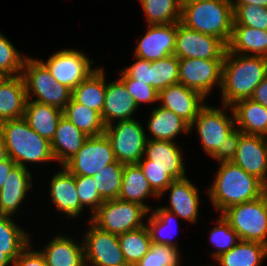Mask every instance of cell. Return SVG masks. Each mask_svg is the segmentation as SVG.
I'll return each mask as SVG.
<instances>
[{
	"instance_id": "obj_1",
	"label": "cell",
	"mask_w": 267,
	"mask_h": 266,
	"mask_svg": "<svg viewBox=\"0 0 267 266\" xmlns=\"http://www.w3.org/2000/svg\"><path fill=\"white\" fill-rule=\"evenodd\" d=\"M267 76V58L225 52L220 89L222 105L251 98L254 90Z\"/></svg>"
},
{
	"instance_id": "obj_2",
	"label": "cell",
	"mask_w": 267,
	"mask_h": 266,
	"mask_svg": "<svg viewBox=\"0 0 267 266\" xmlns=\"http://www.w3.org/2000/svg\"><path fill=\"white\" fill-rule=\"evenodd\" d=\"M213 183L207 190L213 207L220 213L228 207L251 201L264 194L265 184L231 160H221Z\"/></svg>"
},
{
	"instance_id": "obj_3",
	"label": "cell",
	"mask_w": 267,
	"mask_h": 266,
	"mask_svg": "<svg viewBox=\"0 0 267 266\" xmlns=\"http://www.w3.org/2000/svg\"><path fill=\"white\" fill-rule=\"evenodd\" d=\"M222 106V108H215L205 104L190 124V131L196 128L206 154L216 161L232 158L233 143L237 132L232 107ZM225 109H229L232 114L229 115Z\"/></svg>"
},
{
	"instance_id": "obj_4",
	"label": "cell",
	"mask_w": 267,
	"mask_h": 266,
	"mask_svg": "<svg viewBox=\"0 0 267 266\" xmlns=\"http://www.w3.org/2000/svg\"><path fill=\"white\" fill-rule=\"evenodd\" d=\"M180 23L228 45L234 23L231 0H182Z\"/></svg>"
},
{
	"instance_id": "obj_5",
	"label": "cell",
	"mask_w": 267,
	"mask_h": 266,
	"mask_svg": "<svg viewBox=\"0 0 267 266\" xmlns=\"http://www.w3.org/2000/svg\"><path fill=\"white\" fill-rule=\"evenodd\" d=\"M7 156L17 165L28 168L27 163H54L51 142L32 130L21 117L0 123Z\"/></svg>"
},
{
	"instance_id": "obj_6",
	"label": "cell",
	"mask_w": 267,
	"mask_h": 266,
	"mask_svg": "<svg viewBox=\"0 0 267 266\" xmlns=\"http://www.w3.org/2000/svg\"><path fill=\"white\" fill-rule=\"evenodd\" d=\"M28 56L25 58L21 74L26 87L27 100L64 110L72 98V90L56 82L40 59Z\"/></svg>"
},
{
	"instance_id": "obj_7",
	"label": "cell",
	"mask_w": 267,
	"mask_h": 266,
	"mask_svg": "<svg viewBox=\"0 0 267 266\" xmlns=\"http://www.w3.org/2000/svg\"><path fill=\"white\" fill-rule=\"evenodd\" d=\"M222 216L238 233L241 241L267 245V196L228 207Z\"/></svg>"
},
{
	"instance_id": "obj_8",
	"label": "cell",
	"mask_w": 267,
	"mask_h": 266,
	"mask_svg": "<svg viewBox=\"0 0 267 266\" xmlns=\"http://www.w3.org/2000/svg\"><path fill=\"white\" fill-rule=\"evenodd\" d=\"M148 213L140 204L117 198L105 200L89 220L98 228L119 235L145 226L143 220Z\"/></svg>"
},
{
	"instance_id": "obj_9",
	"label": "cell",
	"mask_w": 267,
	"mask_h": 266,
	"mask_svg": "<svg viewBox=\"0 0 267 266\" xmlns=\"http://www.w3.org/2000/svg\"><path fill=\"white\" fill-rule=\"evenodd\" d=\"M105 126L104 134L111 143L117 161L124 165L137 164L144 156L146 131L135 118Z\"/></svg>"
},
{
	"instance_id": "obj_10",
	"label": "cell",
	"mask_w": 267,
	"mask_h": 266,
	"mask_svg": "<svg viewBox=\"0 0 267 266\" xmlns=\"http://www.w3.org/2000/svg\"><path fill=\"white\" fill-rule=\"evenodd\" d=\"M50 71L56 82L73 90L97 68L92 67L94 60L77 49H61L49 56L47 61L40 60Z\"/></svg>"
},
{
	"instance_id": "obj_11",
	"label": "cell",
	"mask_w": 267,
	"mask_h": 266,
	"mask_svg": "<svg viewBox=\"0 0 267 266\" xmlns=\"http://www.w3.org/2000/svg\"><path fill=\"white\" fill-rule=\"evenodd\" d=\"M117 162L111 143L105 134L90 136L81 149L63 166L73 175L93 176L100 169Z\"/></svg>"
},
{
	"instance_id": "obj_12",
	"label": "cell",
	"mask_w": 267,
	"mask_h": 266,
	"mask_svg": "<svg viewBox=\"0 0 267 266\" xmlns=\"http://www.w3.org/2000/svg\"><path fill=\"white\" fill-rule=\"evenodd\" d=\"M88 222L89 228L81 239L86 266H128L120 248L118 235L98 228L90 220Z\"/></svg>"
},
{
	"instance_id": "obj_13",
	"label": "cell",
	"mask_w": 267,
	"mask_h": 266,
	"mask_svg": "<svg viewBox=\"0 0 267 266\" xmlns=\"http://www.w3.org/2000/svg\"><path fill=\"white\" fill-rule=\"evenodd\" d=\"M224 59H179V83L207 99L216 86L221 89Z\"/></svg>"
},
{
	"instance_id": "obj_14",
	"label": "cell",
	"mask_w": 267,
	"mask_h": 266,
	"mask_svg": "<svg viewBox=\"0 0 267 266\" xmlns=\"http://www.w3.org/2000/svg\"><path fill=\"white\" fill-rule=\"evenodd\" d=\"M230 160L265 184L267 182V137L237 131Z\"/></svg>"
},
{
	"instance_id": "obj_15",
	"label": "cell",
	"mask_w": 267,
	"mask_h": 266,
	"mask_svg": "<svg viewBox=\"0 0 267 266\" xmlns=\"http://www.w3.org/2000/svg\"><path fill=\"white\" fill-rule=\"evenodd\" d=\"M227 45L218 37L203 34L177 22L174 55L179 59H224Z\"/></svg>"
},
{
	"instance_id": "obj_16",
	"label": "cell",
	"mask_w": 267,
	"mask_h": 266,
	"mask_svg": "<svg viewBox=\"0 0 267 266\" xmlns=\"http://www.w3.org/2000/svg\"><path fill=\"white\" fill-rule=\"evenodd\" d=\"M172 141L147 140L144 156L137 163L140 168L164 169L174 179L187 176L182 150Z\"/></svg>"
},
{
	"instance_id": "obj_17",
	"label": "cell",
	"mask_w": 267,
	"mask_h": 266,
	"mask_svg": "<svg viewBox=\"0 0 267 266\" xmlns=\"http://www.w3.org/2000/svg\"><path fill=\"white\" fill-rule=\"evenodd\" d=\"M147 26L146 33L134 49V57L155 61L174 55L177 23Z\"/></svg>"
},
{
	"instance_id": "obj_18",
	"label": "cell",
	"mask_w": 267,
	"mask_h": 266,
	"mask_svg": "<svg viewBox=\"0 0 267 266\" xmlns=\"http://www.w3.org/2000/svg\"><path fill=\"white\" fill-rule=\"evenodd\" d=\"M199 188L196 187L189 178L184 177L178 180H174L159 196L161 198L165 192H169V206H162L179 218L189 223H195L199 216Z\"/></svg>"
},
{
	"instance_id": "obj_19",
	"label": "cell",
	"mask_w": 267,
	"mask_h": 266,
	"mask_svg": "<svg viewBox=\"0 0 267 266\" xmlns=\"http://www.w3.org/2000/svg\"><path fill=\"white\" fill-rule=\"evenodd\" d=\"M205 97L181 83L169 85L159 92V106L172 111L191 124L205 105Z\"/></svg>"
},
{
	"instance_id": "obj_20",
	"label": "cell",
	"mask_w": 267,
	"mask_h": 266,
	"mask_svg": "<svg viewBox=\"0 0 267 266\" xmlns=\"http://www.w3.org/2000/svg\"><path fill=\"white\" fill-rule=\"evenodd\" d=\"M55 172L50 179L51 202L59 212L74 219L80 217L85 208L80 204L76 189L75 175L71 174L64 166Z\"/></svg>"
},
{
	"instance_id": "obj_21",
	"label": "cell",
	"mask_w": 267,
	"mask_h": 266,
	"mask_svg": "<svg viewBox=\"0 0 267 266\" xmlns=\"http://www.w3.org/2000/svg\"><path fill=\"white\" fill-rule=\"evenodd\" d=\"M32 174L28 168L15 165L0 190V215L14 216L26 194L33 188Z\"/></svg>"
},
{
	"instance_id": "obj_22",
	"label": "cell",
	"mask_w": 267,
	"mask_h": 266,
	"mask_svg": "<svg viewBox=\"0 0 267 266\" xmlns=\"http://www.w3.org/2000/svg\"><path fill=\"white\" fill-rule=\"evenodd\" d=\"M138 108L134 98L130 96L120 79L107 83L101 114L105 126L114 124L115 121L133 119L132 116Z\"/></svg>"
},
{
	"instance_id": "obj_23",
	"label": "cell",
	"mask_w": 267,
	"mask_h": 266,
	"mask_svg": "<svg viewBox=\"0 0 267 266\" xmlns=\"http://www.w3.org/2000/svg\"><path fill=\"white\" fill-rule=\"evenodd\" d=\"M80 243V244H79ZM39 250L47 266H86L84 244L66 235H56Z\"/></svg>"
},
{
	"instance_id": "obj_24",
	"label": "cell",
	"mask_w": 267,
	"mask_h": 266,
	"mask_svg": "<svg viewBox=\"0 0 267 266\" xmlns=\"http://www.w3.org/2000/svg\"><path fill=\"white\" fill-rule=\"evenodd\" d=\"M152 108L148 121H146L148 131L152 136L148 137L147 135V140L174 142V139L182 132L191 134L190 124L183 118L159 105Z\"/></svg>"
},
{
	"instance_id": "obj_25",
	"label": "cell",
	"mask_w": 267,
	"mask_h": 266,
	"mask_svg": "<svg viewBox=\"0 0 267 266\" xmlns=\"http://www.w3.org/2000/svg\"><path fill=\"white\" fill-rule=\"evenodd\" d=\"M236 131L267 137V108L252 99H243L231 106Z\"/></svg>"
},
{
	"instance_id": "obj_26",
	"label": "cell",
	"mask_w": 267,
	"mask_h": 266,
	"mask_svg": "<svg viewBox=\"0 0 267 266\" xmlns=\"http://www.w3.org/2000/svg\"><path fill=\"white\" fill-rule=\"evenodd\" d=\"M87 138L85 133L62 116L51 140V150L55 160L63 166L81 149Z\"/></svg>"
},
{
	"instance_id": "obj_27",
	"label": "cell",
	"mask_w": 267,
	"mask_h": 266,
	"mask_svg": "<svg viewBox=\"0 0 267 266\" xmlns=\"http://www.w3.org/2000/svg\"><path fill=\"white\" fill-rule=\"evenodd\" d=\"M26 102V87L22 75L11 76L0 86V123L23 117Z\"/></svg>"
},
{
	"instance_id": "obj_28",
	"label": "cell",
	"mask_w": 267,
	"mask_h": 266,
	"mask_svg": "<svg viewBox=\"0 0 267 266\" xmlns=\"http://www.w3.org/2000/svg\"><path fill=\"white\" fill-rule=\"evenodd\" d=\"M150 196L159 198L150 187L140 166L138 164L125 165L118 199L140 204L151 212L150 210H153L154 207H149V204L144 202Z\"/></svg>"
},
{
	"instance_id": "obj_29",
	"label": "cell",
	"mask_w": 267,
	"mask_h": 266,
	"mask_svg": "<svg viewBox=\"0 0 267 266\" xmlns=\"http://www.w3.org/2000/svg\"><path fill=\"white\" fill-rule=\"evenodd\" d=\"M62 116L59 108L27 100L23 118L32 130L51 142Z\"/></svg>"
},
{
	"instance_id": "obj_30",
	"label": "cell",
	"mask_w": 267,
	"mask_h": 266,
	"mask_svg": "<svg viewBox=\"0 0 267 266\" xmlns=\"http://www.w3.org/2000/svg\"><path fill=\"white\" fill-rule=\"evenodd\" d=\"M227 49L239 55L267 58V30L233 24L232 36Z\"/></svg>"
},
{
	"instance_id": "obj_31",
	"label": "cell",
	"mask_w": 267,
	"mask_h": 266,
	"mask_svg": "<svg viewBox=\"0 0 267 266\" xmlns=\"http://www.w3.org/2000/svg\"><path fill=\"white\" fill-rule=\"evenodd\" d=\"M103 67L91 73L72 90V98L86 107L102 114L107 82Z\"/></svg>"
},
{
	"instance_id": "obj_32",
	"label": "cell",
	"mask_w": 267,
	"mask_h": 266,
	"mask_svg": "<svg viewBox=\"0 0 267 266\" xmlns=\"http://www.w3.org/2000/svg\"><path fill=\"white\" fill-rule=\"evenodd\" d=\"M267 257V245L240 241L232 249L214 259L219 266H260Z\"/></svg>"
},
{
	"instance_id": "obj_33",
	"label": "cell",
	"mask_w": 267,
	"mask_h": 266,
	"mask_svg": "<svg viewBox=\"0 0 267 266\" xmlns=\"http://www.w3.org/2000/svg\"><path fill=\"white\" fill-rule=\"evenodd\" d=\"M63 116L88 137L99 136L105 132L101 114L76 102L73 98L65 106Z\"/></svg>"
},
{
	"instance_id": "obj_34",
	"label": "cell",
	"mask_w": 267,
	"mask_h": 266,
	"mask_svg": "<svg viewBox=\"0 0 267 266\" xmlns=\"http://www.w3.org/2000/svg\"><path fill=\"white\" fill-rule=\"evenodd\" d=\"M148 214L150 215L149 217H147L146 226L148 227V230L150 232L152 243L173 246L179 249L177 243L172 239L174 234L176 233H174L173 231H175V229L178 227L177 220L179 219V217L176 214L163 209L161 205L157 206V208L155 207V209H153L152 212H149ZM174 226L176 227L174 228Z\"/></svg>"
},
{
	"instance_id": "obj_35",
	"label": "cell",
	"mask_w": 267,
	"mask_h": 266,
	"mask_svg": "<svg viewBox=\"0 0 267 266\" xmlns=\"http://www.w3.org/2000/svg\"><path fill=\"white\" fill-rule=\"evenodd\" d=\"M120 248L128 266H135L150 250L152 240L145 225L118 235Z\"/></svg>"
},
{
	"instance_id": "obj_36",
	"label": "cell",
	"mask_w": 267,
	"mask_h": 266,
	"mask_svg": "<svg viewBox=\"0 0 267 266\" xmlns=\"http://www.w3.org/2000/svg\"><path fill=\"white\" fill-rule=\"evenodd\" d=\"M148 25L180 22L182 0H139Z\"/></svg>"
},
{
	"instance_id": "obj_37",
	"label": "cell",
	"mask_w": 267,
	"mask_h": 266,
	"mask_svg": "<svg viewBox=\"0 0 267 266\" xmlns=\"http://www.w3.org/2000/svg\"><path fill=\"white\" fill-rule=\"evenodd\" d=\"M124 164L111 163L92 176L99 195L104 200L117 199L120 193Z\"/></svg>"
},
{
	"instance_id": "obj_38",
	"label": "cell",
	"mask_w": 267,
	"mask_h": 266,
	"mask_svg": "<svg viewBox=\"0 0 267 266\" xmlns=\"http://www.w3.org/2000/svg\"><path fill=\"white\" fill-rule=\"evenodd\" d=\"M176 83H179V58L176 55L151 61L150 86L159 93Z\"/></svg>"
},
{
	"instance_id": "obj_39",
	"label": "cell",
	"mask_w": 267,
	"mask_h": 266,
	"mask_svg": "<svg viewBox=\"0 0 267 266\" xmlns=\"http://www.w3.org/2000/svg\"><path fill=\"white\" fill-rule=\"evenodd\" d=\"M215 223L217 225H214L209 233L211 245L213 244L212 247H215V251L211 254L213 260L220 254L232 249L241 241L238 233L230 226V223L222 216V214L218 216Z\"/></svg>"
},
{
	"instance_id": "obj_40",
	"label": "cell",
	"mask_w": 267,
	"mask_h": 266,
	"mask_svg": "<svg viewBox=\"0 0 267 266\" xmlns=\"http://www.w3.org/2000/svg\"><path fill=\"white\" fill-rule=\"evenodd\" d=\"M178 250L173 246L152 243L150 250L135 266H181Z\"/></svg>"
},
{
	"instance_id": "obj_41",
	"label": "cell",
	"mask_w": 267,
	"mask_h": 266,
	"mask_svg": "<svg viewBox=\"0 0 267 266\" xmlns=\"http://www.w3.org/2000/svg\"><path fill=\"white\" fill-rule=\"evenodd\" d=\"M30 237L12 216L0 215V247H26Z\"/></svg>"
},
{
	"instance_id": "obj_42",
	"label": "cell",
	"mask_w": 267,
	"mask_h": 266,
	"mask_svg": "<svg viewBox=\"0 0 267 266\" xmlns=\"http://www.w3.org/2000/svg\"><path fill=\"white\" fill-rule=\"evenodd\" d=\"M26 57L0 32V70L10 76L21 75Z\"/></svg>"
},
{
	"instance_id": "obj_43",
	"label": "cell",
	"mask_w": 267,
	"mask_h": 266,
	"mask_svg": "<svg viewBox=\"0 0 267 266\" xmlns=\"http://www.w3.org/2000/svg\"><path fill=\"white\" fill-rule=\"evenodd\" d=\"M234 23L254 29L267 30V7L232 5Z\"/></svg>"
},
{
	"instance_id": "obj_44",
	"label": "cell",
	"mask_w": 267,
	"mask_h": 266,
	"mask_svg": "<svg viewBox=\"0 0 267 266\" xmlns=\"http://www.w3.org/2000/svg\"><path fill=\"white\" fill-rule=\"evenodd\" d=\"M75 183L80 204L84 208L89 206L92 215L105 200L99 195L92 176L75 175Z\"/></svg>"
},
{
	"instance_id": "obj_45",
	"label": "cell",
	"mask_w": 267,
	"mask_h": 266,
	"mask_svg": "<svg viewBox=\"0 0 267 266\" xmlns=\"http://www.w3.org/2000/svg\"><path fill=\"white\" fill-rule=\"evenodd\" d=\"M119 79L124 83L128 93L134 98L137 106L142 103L153 104L158 102L159 93L150 85L142 82H137L135 79L129 77L123 70H120Z\"/></svg>"
},
{
	"instance_id": "obj_46",
	"label": "cell",
	"mask_w": 267,
	"mask_h": 266,
	"mask_svg": "<svg viewBox=\"0 0 267 266\" xmlns=\"http://www.w3.org/2000/svg\"><path fill=\"white\" fill-rule=\"evenodd\" d=\"M152 190L160 196L163 191L174 181L164 169L141 168Z\"/></svg>"
},
{
	"instance_id": "obj_47",
	"label": "cell",
	"mask_w": 267,
	"mask_h": 266,
	"mask_svg": "<svg viewBox=\"0 0 267 266\" xmlns=\"http://www.w3.org/2000/svg\"><path fill=\"white\" fill-rule=\"evenodd\" d=\"M136 58V61L132 64L123 68L122 70L131 78L137 82H142L146 85H150V66L151 61Z\"/></svg>"
},
{
	"instance_id": "obj_48",
	"label": "cell",
	"mask_w": 267,
	"mask_h": 266,
	"mask_svg": "<svg viewBox=\"0 0 267 266\" xmlns=\"http://www.w3.org/2000/svg\"><path fill=\"white\" fill-rule=\"evenodd\" d=\"M31 242L21 251L13 266H47L44 256L39 250L32 249Z\"/></svg>"
},
{
	"instance_id": "obj_49",
	"label": "cell",
	"mask_w": 267,
	"mask_h": 266,
	"mask_svg": "<svg viewBox=\"0 0 267 266\" xmlns=\"http://www.w3.org/2000/svg\"><path fill=\"white\" fill-rule=\"evenodd\" d=\"M25 247H0V266H13Z\"/></svg>"
},
{
	"instance_id": "obj_50",
	"label": "cell",
	"mask_w": 267,
	"mask_h": 266,
	"mask_svg": "<svg viewBox=\"0 0 267 266\" xmlns=\"http://www.w3.org/2000/svg\"><path fill=\"white\" fill-rule=\"evenodd\" d=\"M250 99L267 108V76L256 87Z\"/></svg>"
},
{
	"instance_id": "obj_51",
	"label": "cell",
	"mask_w": 267,
	"mask_h": 266,
	"mask_svg": "<svg viewBox=\"0 0 267 266\" xmlns=\"http://www.w3.org/2000/svg\"><path fill=\"white\" fill-rule=\"evenodd\" d=\"M15 165L16 163L10 157L0 162V190Z\"/></svg>"
},
{
	"instance_id": "obj_52",
	"label": "cell",
	"mask_w": 267,
	"mask_h": 266,
	"mask_svg": "<svg viewBox=\"0 0 267 266\" xmlns=\"http://www.w3.org/2000/svg\"><path fill=\"white\" fill-rule=\"evenodd\" d=\"M232 5H255L267 7V0H231Z\"/></svg>"
},
{
	"instance_id": "obj_53",
	"label": "cell",
	"mask_w": 267,
	"mask_h": 266,
	"mask_svg": "<svg viewBox=\"0 0 267 266\" xmlns=\"http://www.w3.org/2000/svg\"><path fill=\"white\" fill-rule=\"evenodd\" d=\"M7 151H6V146L4 143L3 135L0 130V162L5 160L7 158Z\"/></svg>"
},
{
	"instance_id": "obj_54",
	"label": "cell",
	"mask_w": 267,
	"mask_h": 266,
	"mask_svg": "<svg viewBox=\"0 0 267 266\" xmlns=\"http://www.w3.org/2000/svg\"><path fill=\"white\" fill-rule=\"evenodd\" d=\"M11 76L4 72L3 70H0V86L7 81Z\"/></svg>"
},
{
	"instance_id": "obj_55",
	"label": "cell",
	"mask_w": 267,
	"mask_h": 266,
	"mask_svg": "<svg viewBox=\"0 0 267 266\" xmlns=\"http://www.w3.org/2000/svg\"><path fill=\"white\" fill-rule=\"evenodd\" d=\"M264 193H265V195L267 196V182L265 183Z\"/></svg>"
}]
</instances>
